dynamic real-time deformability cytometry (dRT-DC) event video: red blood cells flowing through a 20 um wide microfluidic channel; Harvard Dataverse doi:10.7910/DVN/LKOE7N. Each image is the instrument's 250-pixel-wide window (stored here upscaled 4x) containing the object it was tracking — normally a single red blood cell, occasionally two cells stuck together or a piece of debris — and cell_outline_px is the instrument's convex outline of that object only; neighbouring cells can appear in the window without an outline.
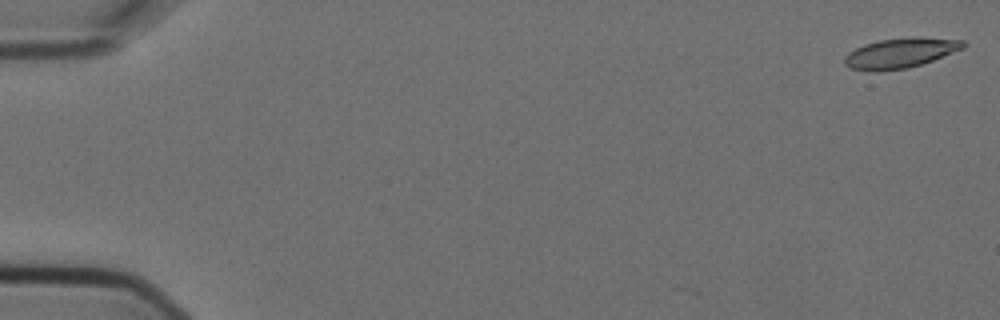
{"species": "Egyptian fruit bat (a non-hibernating species)", "species_latin": "Rousettus aegyptiacus", "temperature_condition": "cold", "stored_images_in_passage": 4, "camera_frame_rate_fps": 3000, "um_per_image_px": 0.085, "animal": {"sex": "female"}, "frame": {"image": 1, "passage_image": 1, "time_ms": 0.0, "image_size_px": [1000, 320], "cell_outline_px": [[968, 44], [964, 48], [932, 60], [908, 68], [880, 72], [868, 72], [852, 68], [844, 64], [844, 56], [848, 52], [864, 44], [880, 40], [908, 36], [912, 36], [964, 40]], "centroid_in_image_um": [76.51, 4.5], "position_along_channel_um": 8.5, "area_um2": 21.04}}